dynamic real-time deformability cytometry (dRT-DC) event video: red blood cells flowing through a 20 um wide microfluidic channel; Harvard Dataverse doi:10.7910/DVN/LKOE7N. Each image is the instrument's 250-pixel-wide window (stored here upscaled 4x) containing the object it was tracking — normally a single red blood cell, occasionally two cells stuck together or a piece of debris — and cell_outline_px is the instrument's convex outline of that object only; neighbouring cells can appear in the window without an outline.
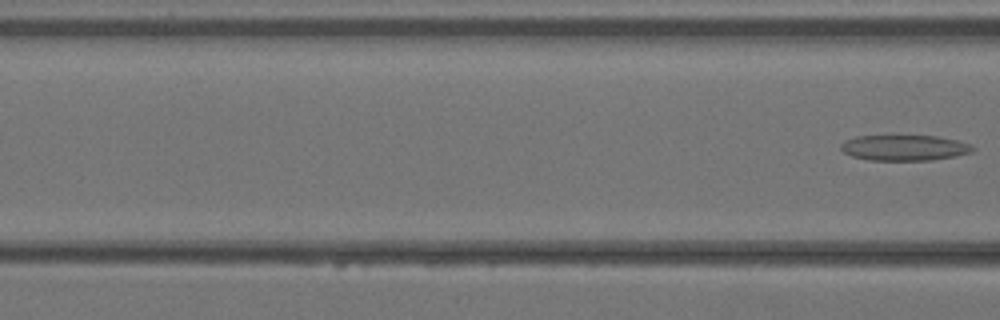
{"species": "Egyptian fruit bat (a non-hibernating species)", "species_latin": "Rousettus aegyptiacus", "temperature_condition": "warm", "stored_images_in_passage": 4, "segment_of_instrument_passage": [2, 2], "camera_frame_rate_fps": 3000, "um_per_image_px": 0.085, "animal": {"sex": "female"}, "frame": {"image": 1, "passage_image": 4, "time_ms": 1.0, "image_size_px": [1000, 320], "cell_outline_px": [[976, 148], [972, 152], [956, 156], [932, 160], [868, 160], [852, 156], [844, 152], [840, 148], [840, 144], [844, 140], [856, 136], [936, 136], [956, 140], [968, 144]], "centroid_in_image_um": [76.85, 12.56], "position_along_channel_um": 89.8, "area_um2": 19.65}}